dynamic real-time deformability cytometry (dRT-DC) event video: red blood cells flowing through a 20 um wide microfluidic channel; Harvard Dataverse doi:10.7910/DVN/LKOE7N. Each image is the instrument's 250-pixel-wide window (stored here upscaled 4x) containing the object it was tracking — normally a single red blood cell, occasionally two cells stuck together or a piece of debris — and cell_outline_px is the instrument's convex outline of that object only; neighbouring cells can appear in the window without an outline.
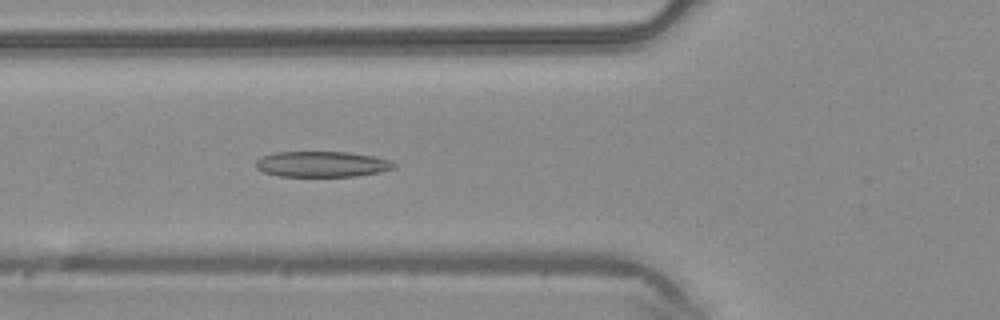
{"species": "common noctule bat (a hibernating species)", "species_latin": "Nyctalus noctula", "temperature_condition": "warm", "stored_images_in_passage": 36, "camera_frame_rate_fps": 3000, "um_per_image_px": 0.085, "animal": {"sex": "male", "body_mass_g": 20.4}, "frame": {"image": 1, "passage_image": 10, "time_ms": 3.0, "image_size_px": [1000, 320], "cell_outline_px": [[396, 168], [380, 172], [356, 176], [280, 176], [264, 172], [256, 168], [256, 160], [260, 156], [276, 152], [348, 152], [372, 156], [388, 160], [396, 164]], "centroid_in_image_um": [27.35, 13.95], "position_along_channel_um": 98.4, "area_um2": 20.63}}
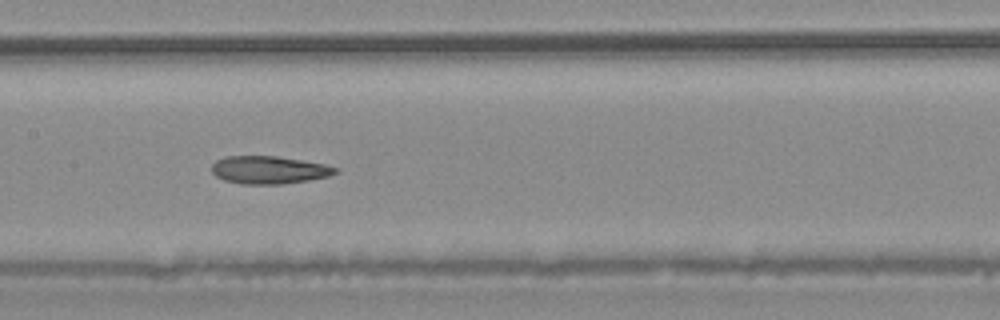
{"frame": {"image": 2, "passage_image": 16, "time_ms": 5.0, "image_size_px": [1000, 320], "cell_outline_px": [[340, 172], [328, 176], [308, 180], [280, 184], [244, 184], [224, 180], [216, 176], [212, 172], [212, 164], [216, 160], [228, 156], [276, 156], [324, 164], [340, 168]], "centroid_in_image_um": [22.88, 14.44], "position_along_channel_um": 184.5, "area_um2": 19.94}}
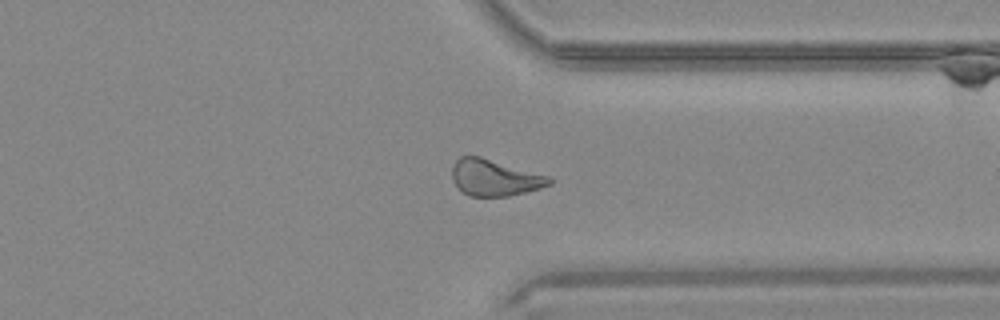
{"frame": {"image": 3, "passage_image": 29, "time_ms": 9.333, "image_size_px": [1000, 320], "cell_outline_px": [[552, 184], [540, 188], [508, 196], [468, 196], [452, 180], [452, 164], [460, 156], [480, 156], [552, 176]], "centroid_in_image_um": [42.07, 15.09], "position_along_channel_um": 369.3, "area_um2": 20.75}}